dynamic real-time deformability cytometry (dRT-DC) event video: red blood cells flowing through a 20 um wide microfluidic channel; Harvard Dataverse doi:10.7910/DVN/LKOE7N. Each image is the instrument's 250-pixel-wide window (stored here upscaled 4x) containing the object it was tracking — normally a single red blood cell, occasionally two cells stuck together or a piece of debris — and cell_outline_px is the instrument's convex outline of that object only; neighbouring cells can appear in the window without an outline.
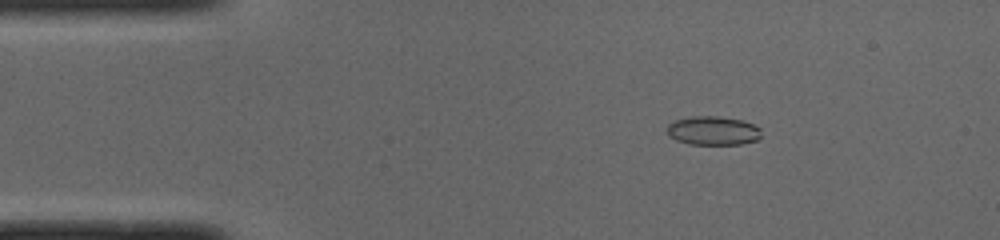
{"species": "common noctule bat (a hibernating species)", "species_latin": "Nyctalus noctula", "temperature_condition": "cold", "stored_images_in_passage": 50, "camera_frame_rate_fps": 3000, "um_per_image_px": 0.085, "animal": {"sex": "male", "body_mass_g": 19.0, "forearm_length_mm": 50.8}, "frame": {"image": 1, "passage_image": 8, "time_ms": 2.333, "image_size_px": [1000, 240], "cell_outline_px": [[760, 136], [756, 140], [740, 144], [688, 144], [676, 140], [668, 136], [668, 124], [676, 120], [692, 116], [716, 116], [740, 120], [752, 124], [760, 128]], "centroid_in_image_um": [60.58, 11.11], "position_along_channel_um": 24.4, "area_um2": 15.66}}
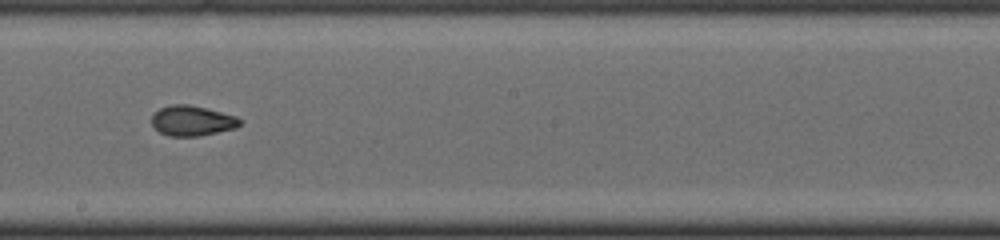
{"frame": {"image": 2, "passage_image": 28, "time_ms": 9.0, "image_size_px": [1000, 240], "cell_outline_px": [[244, 124], [236, 128], [196, 136], [168, 136], [160, 132], [152, 124], [152, 116], [160, 108], [172, 104], [188, 104], [236, 116], [244, 120]], "centroid_in_image_um": [16.37, 10.26], "position_along_channel_um": 231.8, "area_um2": 15.43}}
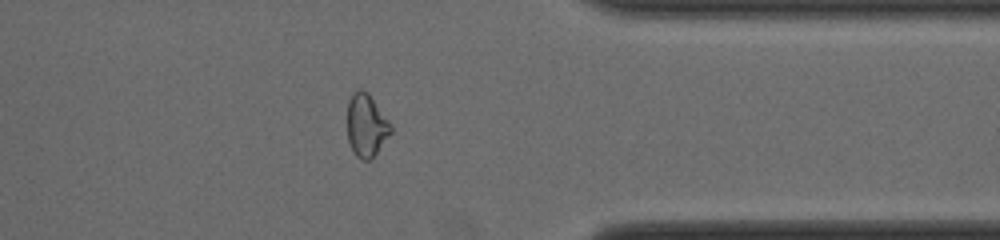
{"frame": {"image": 3, "passage_image": 40, "time_ms": 13.0, "image_size_px": [1000, 240], "cell_outline_px": [[392, 132], [376, 152], [368, 160], [360, 160], [356, 156], [348, 140], [348, 100], [352, 92], [360, 88], [368, 92], [392, 124]], "centroid_in_image_um": [31.14, 10.61], "position_along_channel_um": 380.3, "area_um2": 15.9}, "authors_computed_cell_mechanics": {"area_um2": 15.9239, "velocity_mm_per_s": 4.0049, "shape_relaxation_time_tau1_ms": 4.707, "shape_relaxation_time_tau2_ms": 2.073, "deformation_change_tau1": 0.1574, "deformation_change_tau2": 0.0661}}